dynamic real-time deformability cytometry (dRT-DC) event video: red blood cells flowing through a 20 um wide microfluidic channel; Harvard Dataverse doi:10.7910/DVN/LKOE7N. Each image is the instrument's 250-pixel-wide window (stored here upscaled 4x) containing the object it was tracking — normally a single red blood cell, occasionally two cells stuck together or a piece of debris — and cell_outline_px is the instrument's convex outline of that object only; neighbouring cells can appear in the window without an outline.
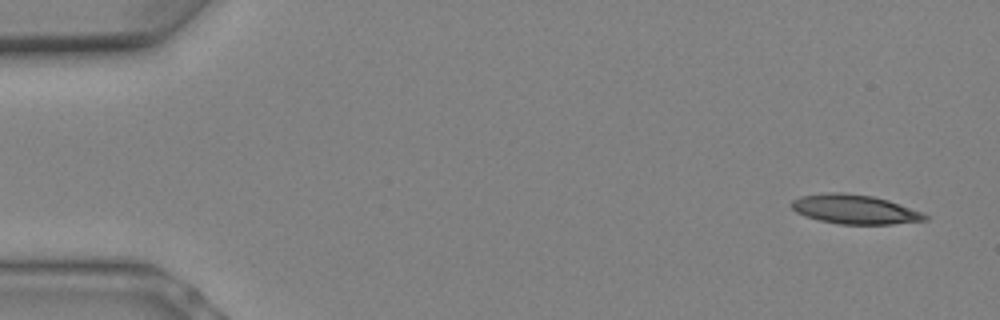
{"species": "Egyptian fruit bat (a non-hibernating species)", "species_latin": "Rousettus aegyptiacus", "temperature_condition": "warm", "stored_images_in_passage": 9, "camera_frame_rate_fps": 3000, "um_per_image_px": 0.085, "animal": {"sex": "female"}, "frame": {"image": 1, "passage_image": 1, "time_ms": 0.0, "image_size_px": [1000, 320], "cell_outline_px": [[928, 220], [892, 224], [840, 224], [820, 220], [796, 212], [788, 204], [792, 200], [800, 196], [824, 192], [840, 192], [872, 196], [888, 200], [920, 212], [928, 216]], "centroid_in_image_um": [72.6, 17.78], "position_along_channel_um": 12.4, "area_um2": 22.6}}
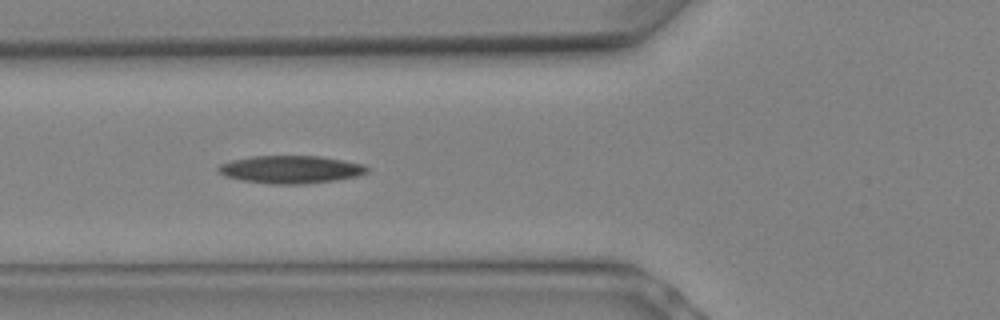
{"frame": {"image": 2, "passage_image": 8, "time_ms": 2.333, "image_size_px": [1000, 320], "cell_outline_px": [[368, 172], [360, 176], [304, 184], [272, 184], [240, 180], [224, 176], [216, 172], [216, 168], [220, 164], [232, 160], [252, 156], [320, 156], [364, 164], [368, 168]], "centroid_in_image_um": [24.67, 14.4], "position_along_channel_um": 101.1, "area_um2": 24.16}}